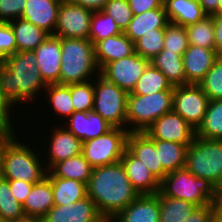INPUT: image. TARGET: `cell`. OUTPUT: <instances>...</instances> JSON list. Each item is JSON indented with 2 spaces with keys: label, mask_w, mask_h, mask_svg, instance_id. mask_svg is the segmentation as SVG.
Listing matches in <instances>:
<instances>
[{
  "label": "cell",
  "mask_w": 222,
  "mask_h": 222,
  "mask_svg": "<svg viewBox=\"0 0 222 222\" xmlns=\"http://www.w3.org/2000/svg\"><path fill=\"white\" fill-rule=\"evenodd\" d=\"M71 99L74 112H90L94 108V79L71 84Z\"/></svg>",
  "instance_id": "60d3db41"
},
{
  "label": "cell",
  "mask_w": 222,
  "mask_h": 222,
  "mask_svg": "<svg viewBox=\"0 0 222 222\" xmlns=\"http://www.w3.org/2000/svg\"><path fill=\"white\" fill-rule=\"evenodd\" d=\"M60 68L61 85L87 82L99 75L100 69L96 63L92 42L89 39L61 37Z\"/></svg>",
  "instance_id": "277c9868"
},
{
  "label": "cell",
  "mask_w": 222,
  "mask_h": 222,
  "mask_svg": "<svg viewBox=\"0 0 222 222\" xmlns=\"http://www.w3.org/2000/svg\"><path fill=\"white\" fill-rule=\"evenodd\" d=\"M135 52L148 61L158 55L164 47V29L145 33L135 43Z\"/></svg>",
  "instance_id": "74e56055"
},
{
  "label": "cell",
  "mask_w": 222,
  "mask_h": 222,
  "mask_svg": "<svg viewBox=\"0 0 222 222\" xmlns=\"http://www.w3.org/2000/svg\"><path fill=\"white\" fill-rule=\"evenodd\" d=\"M207 16L218 14L219 0H197Z\"/></svg>",
  "instance_id": "f5cc1de1"
},
{
  "label": "cell",
  "mask_w": 222,
  "mask_h": 222,
  "mask_svg": "<svg viewBox=\"0 0 222 222\" xmlns=\"http://www.w3.org/2000/svg\"><path fill=\"white\" fill-rule=\"evenodd\" d=\"M209 100L222 99V56H219L198 84Z\"/></svg>",
  "instance_id": "ab89813d"
},
{
  "label": "cell",
  "mask_w": 222,
  "mask_h": 222,
  "mask_svg": "<svg viewBox=\"0 0 222 222\" xmlns=\"http://www.w3.org/2000/svg\"><path fill=\"white\" fill-rule=\"evenodd\" d=\"M52 127L51 131L48 132L50 136L45 135L48 140L47 145L44 146L49 150L47 154V159L44 158V162L47 170L49 171L56 163L66 160L68 158L77 156L82 153L83 142L78 139L74 134L67 130L61 123L56 124ZM49 137V138H48Z\"/></svg>",
  "instance_id": "5bb4252c"
},
{
  "label": "cell",
  "mask_w": 222,
  "mask_h": 222,
  "mask_svg": "<svg viewBox=\"0 0 222 222\" xmlns=\"http://www.w3.org/2000/svg\"><path fill=\"white\" fill-rule=\"evenodd\" d=\"M103 11L114 19L121 32L127 29L133 17L128 0H109Z\"/></svg>",
  "instance_id": "7bdbcfd3"
},
{
  "label": "cell",
  "mask_w": 222,
  "mask_h": 222,
  "mask_svg": "<svg viewBox=\"0 0 222 222\" xmlns=\"http://www.w3.org/2000/svg\"><path fill=\"white\" fill-rule=\"evenodd\" d=\"M216 222H222V217H217Z\"/></svg>",
  "instance_id": "91938a15"
},
{
  "label": "cell",
  "mask_w": 222,
  "mask_h": 222,
  "mask_svg": "<svg viewBox=\"0 0 222 222\" xmlns=\"http://www.w3.org/2000/svg\"><path fill=\"white\" fill-rule=\"evenodd\" d=\"M9 222H42V219L29 216V215H24L20 218H17L15 220L9 221Z\"/></svg>",
  "instance_id": "11a10c76"
},
{
  "label": "cell",
  "mask_w": 222,
  "mask_h": 222,
  "mask_svg": "<svg viewBox=\"0 0 222 222\" xmlns=\"http://www.w3.org/2000/svg\"><path fill=\"white\" fill-rule=\"evenodd\" d=\"M173 90L174 86H172L162 72L149 63L129 94L148 95L155 92Z\"/></svg>",
  "instance_id": "d6a6232c"
},
{
  "label": "cell",
  "mask_w": 222,
  "mask_h": 222,
  "mask_svg": "<svg viewBox=\"0 0 222 222\" xmlns=\"http://www.w3.org/2000/svg\"><path fill=\"white\" fill-rule=\"evenodd\" d=\"M49 171L55 177L75 179L87 184L88 179L92 174L93 167L81 153L56 163Z\"/></svg>",
  "instance_id": "1f68e13d"
},
{
  "label": "cell",
  "mask_w": 222,
  "mask_h": 222,
  "mask_svg": "<svg viewBox=\"0 0 222 222\" xmlns=\"http://www.w3.org/2000/svg\"><path fill=\"white\" fill-rule=\"evenodd\" d=\"M120 161L125 168L128 179L140 195L156 194L160 191V182L150 172L149 168L127 148Z\"/></svg>",
  "instance_id": "44dd1931"
},
{
  "label": "cell",
  "mask_w": 222,
  "mask_h": 222,
  "mask_svg": "<svg viewBox=\"0 0 222 222\" xmlns=\"http://www.w3.org/2000/svg\"><path fill=\"white\" fill-rule=\"evenodd\" d=\"M129 93L100 74L94 78V108L113 127L127 130L126 109Z\"/></svg>",
  "instance_id": "ba28073f"
},
{
  "label": "cell",
  "mask_w": 222,
  "mask_h": 222,
  "mask_svg": "<svg viewBox=\"0 0 222 222\" xmlns=\"http://www.w3.org/2000/svg\"><path fill=\"white\" fill-rule=\"evenodd\" d=\"M114 19L103 10L93 12L88 39L94 45L107 37L121 34Z\"/></svg>",
  "instance_id": "8d00e7d4"
},
{
  "label": "cell",
  "mask_w": 222,
  "mask_h": 222,
  "mask_svg": "<svg viewBox=\"0 0 222 222\" xmlns=\"http://www.w3.org/2000/svg\"><path fill=\"white\" fill-rule=\"evenodd\" d=\"M128 133L126 129L113 127L100 137L83 142L82 154L93 168L116 163L127 148Z\"/></svg>",
  "instance_id": "9c48e42d"
},
{
  "label": "cell",
  "mask_w": 222,
  "mask_h": 222,
  "mask_svg": "<svg viewBox=\"0 0 222 222\" xmlns=\"http://www.w3.org/2000/svg\"><path fill=\"white\" fill-rule=\"evenodd\" d=\"M46 95L45 102L48 103L50 109L53 110L52 114L57 118L53 117L55 120H63L64 122L68 119L74 112V107L71 99V84L61 85V84H48L44 90ZM48 98V99H47ZM62 118V119H61ZM65 118V119H63Z\"/></svg>",
  "instance_id": "f546056e"
},
{
  "label": "cell",
  "mask_w": 222,
  "mask_h": 222,
  "mask_svg": "<svg viewBox=\"0 0 222 222\" xmlns=\"http://www.w3.org/2000/svg\"><path fill=\"white\" fill-rule=\"evenodd\" d=\"M12 195L21 204H24L27 195L30 193L33 184L21 180H8Z\"/></svg>",
  "instance_id": "7dc6e473"
},
{
  "label": "cell",
  "mask_w": 222,
  "mask_h": 222,
  "mask_svg": "<svg viewBox=\"0 0 222 222\" xmlns=\"http://www.w3.org/2000/svg\"><path fill=\"white\" fill-rule=\"evenodd\" d=\"M83 8L95 11H102L109 0H69Z\"/></svg>",
  "instance_id": "816d5d0a"
},
{
  "label": "cell",
  "mask_w": 222,
  "mask_h": 222,
  "mask_svg": "<svg viewBox=\"0 0 222 222\" xmlns=\"http://www.w3.org/2000/svg\"><path fill=\"white\" fill-rule=\"evenodd\" d=\"M196 136L222 140V99L209 101L204 120L196 130Z\"/></svg>",
  "instance_id": "e575fe53"
},
{
  "label": "cell",
  "mask_w": 222,
  "mask_h": 222,
  "mask_svg": "<svg viewBox=\"0 0 222 222\" xmlns=\"http://www.w3.org/2000/svg\"><path fill=\"white\" fill-rule=\"evenodd\" d=\"M127 149L149 168L159 182L164 179L167 173L159 162L158 152L155 149V139H152L146 132H129Z\"/></svg>",
  "instance_id": "ac0fdd59"
},
{
  "label": "cell",
  "mask_w": 222,
  "mask_h": 222,
  "mask_svg": "<svg viewBox=\"0 0 222 222\" xmlns=\"http://www.w3.org/2000/svg\"><path fill=\"white\" fill-rule=\"evenodd\" d=\"M189 47L188 35L184 26L169 23L164 29V47L168 51L183 55Z\"/></svg>",
  "instance_id": "b9f144b4"
},
{
  "label": "cell",
  "mask_w": 222,
  "mask_h": 222,
  "mask_svg": "<svg viewBox=\"0 0 222 222\" xmlns=\"http://www.w3.org/2000/svg\"><path fill=\"white\" fill-rule=\"evenodd\" d=\"M102 218L96 204L87 196L73 204L54 205L42 222H99Z\"/></svg>",
  "instance_id": "9a60e30c"
},
{
  "label": "cell",
  "mask_w": 222,
  "mask_h": 222,
  "mask_svg": "<svg viewBox=\"0 0 222 222\" xmlns=\"http://www.w3.org/2000/svg\"><path fill=\"white\" fill-rule=\"evenodd\" d=\"M189 45L215 48L214 21L212 16H205L195 24L185 27Z\"/></svg>",
  "instance_id": "d590c367"
},
{
  "label": "cell",
  "mask_w": 222,
  "mask_h": 222,
  "mask_svg": "<svg viewBox=\"0 0 222 222\" xmlns=\"http://www.w3.org/2000/svg\"><path fill=\"white\" fill-rule=\"evenodd\" d=\"M218 214L217 217H222V189L218 190Z\"/></svg>",
  "instance_id": "9f6ffc18"
},
{
  "label": "cell",
  "mask_w": 222,
  "mask_h": 222,
  "mask_svg": "<svg viewBox=\"0 0 222 222\" xmlns=\"http://www.w3.org/2000/svg\"><path fill=\"white\" fill-rule=\"evenodd\" d=\"M160 192L170 198L191 202L197 207L218 201V189L207 179L197 178L185 167L167 173L160 182Z\"/></svg>",
  "instance_id": "5b68a950"
},
{
  "label": "cell",
  "mask_w": 222,
  "mask_h": 222,
  "mask_svg": "<svg viewBox=\"0 0 222 222\" xmlns=\"http://www.w3.org/2000/svg\"><path fill=\"white\" fill-rule=\"evenodd\" d=\"M63 126L82 142L107 133L113 128L106 120L94 111L73 112ZM69 120V121H68Z\"/></svg>",
  "instance_id": "e0dca14e"
},
{
  "label": "cell",
  "mask_w": 222,
  "mask_h": 222,
  "mask_svg": "<svg viewBox=\"0 0 222 222\" xmlns=\"http://www.w3.org/2000/svg\"><path fill=\"white\" fill-rule=\"evenodd\" d=\"M21 132H13L1 145L0 176L6 180H21L35 184L47 176L48 170L38 149L33 148L31 143L22 142L18 137L22 135Z\"/></svg>",
  "instance_id": "3957f363"
},
{
  "label": "cell",
  "mask_w": 222,
  "mask_h": 222,
  "mask_svg": "<svg viewBox=\"0 0 222 222\" xmlns=\"http://www.w3.org/2000/svg\"><path fill=\"white\" fill-rule=\"evenodd\" d=\"M24 215L23 206L11 193L9 181L0 176V217L9 222Z\"/></svg>",
  "instance_id": "f35d334b"
},
{
  "label": "cell",
  "mask_w": 222,
  "mask_h": 222,
  "mask_svg": "<svg viewBox=\"0 0 222 222\" xmlns=\"http://www.w3.org/2000/svg\"><path fill=\"white\" fill-rule=\"evenodd\" d=\"M169 23L165 8H155L133 15L124 34L135 43L145 33L165 29Z\"/></svg>",
  "instance_id": "cb8c5ba5"
},
{
  "label": "cell",
  "mask_w": 222,
  "mask_h": 222,
  "mask_svg": "<svg viewBox=\"0 0 222 222\" xmlns=\"http://www.w3.org/2000/svg\"><path fill=\"white\" fill-rule=\"evenodd\" d=\"M9 23L16 39L17 52L34 51L50 35L45 30L21 18Z\"/></svg>",
  "instance_id": "83f0119b"
},
{
  "label": "cell",
  "mask_w": 222,
  "mask_h": 222,
  "mask_svg": "<svg viewBox=\"0 0 222 222\" xmlns=\"http://www.w3.org/2000/svg\"><path fill=\"white\" fill-rule=\"evenodd\" d=\"M112 222H160L158 196L156 194L139 195L120 211Z\"/></svg>",
  "instance_id": "ffe728a7"
},
{
  "label": "cell",
  "mask_w": 222,
  "mask_h": 222,
  "mask_svg": "<svg viewBox=\"0 0 222 222\" xmlns=\"http://www.w3.org/2000/svg\"><path fill=\"white\" fill-rule=\"evenodd\" d=\"M145 132L152 139L185 145H190L196 136V130L173 110L159 117Z\"/></svg>",
  "instance_id": "4fadbf2b"
},
{
  "label": "cell",
  "mask_w": 222,
  "mask_h": 222,
  "mask_svg": "<svg viewBox=\"0 0 222 222\" xmlns=\"http://www.w3.org/2000/svg\"><path fill=\"white\" fill-rule=\"evenodd\" d=\"M209 101L198 84L174 86L172 110L195 130L204 120Z\"/></svg>",
  "instance_id": "30bf717a"
},
{
  "label": "cell",
  "mask_w": 222,
  "mask_h": 222,
  "mask_svg": "<svg viewBox=\"0 0 222 222\" xmlns=\"http://www.w3.org/2000/svg\"><path fill=\"white\" fill-rule=\"evenodd\" d=\"M214 21L215 51L222 56V13L212 15Z\"/></svg>",
  "instance_id": "f907efd6"
},
{
  "label": "cell",
  "mask_w": 222,
  "mask_h": 222,
  "mask_svg": "<svg viewBox=\"0 0 222 222\" xmlns=\"http://www.w3.org/2000/svg\"><path fill=\"white\" fill-rule=\"evenodd\" d=\"M93 11L62 0L54 36L62 38L88 39Z\"/></svg>",
  "instance_id": "8fae6325"
},
{
  "label": "cell",
  "mask_w": 222,
  "mask_h": 222,
  "mask_svg": "<svg viewBox=\"0 0 222 222\" xmlns=\"http://www.w3.org/2000/svg\"><path fill=\"white\" fill-rule=\"evenodd\" d=\"M218 57L215 48L189 45L182 55L186 84H199Z\"/></svg>",
  "instance_id": "d6986e66"
},
{
  "label": "cell",
  "mask_w": 222,
  "mask_h": 222,
  "mask_svg": "<svg viewBox=\"0 0 222 222\" xmlns=\"http://www.w3.org/2000/svg\"><path fill=\"white\" fill-rule=\"evenodd\" d=\"M0 222H8L6 220H4L3 218L0 217Z\"/></svg>",
  "instance_id": "94428289"
},
{
  "label": "cell",
  "mask_w": 222,
  "mask_h": 222,
  "mask_svg": "<svg viewBox=\"0 0 222 222\" xmlns=\"http://www.w3.org/2000/svg\"><path fill=\"white\" fill-rule=\"evenodd\" d=\"M37 67L44 82L59 84L61 72V37L49 35L35 50Z\"/></svg>",
  "instance_id": "2e32d148"
},
{
  "label": "cell",
  "mask_w": 222,
  "mask_h": 222,
  "mask_svg": "<svg viewBox=\"0 0 222 222\" xmlns=\"http://www.w3.org/2000/svg\"><path fill=\"white\" fill-rule=\"evenodd\" d=\"M16 52V39L10 23L0 22V61Z\"/></svg>",
  "instance_id": "ee69618b"
},
{
  "label": "cell",
  "mask_w": 222,
  "mask_h": 222,
  "mask_svg": "<svg viewBox=\"0 0 222 222\" xmlns=\"http://www.w3.org/2000/svg\"><path fill=\"white\" fill-rule=\"evenodd\" d=\"M46 87L34 51H19L0 61V92L13 109L44 98Z\"/></svg>",
  "instance_id": "6da1fadb"
},
{
  "label": "cell",
  "mask_w": 222,
  "mask_h": 222,
  "mask_svg": "<svg viewBox=\"0 0 222 222\" xmlns=\"http://www.w3.org/2000/svg\"><path fill=\"white\" fill-rule=\"evenodd\" d=\"M62 0H27L21 19L54 34Z\"/></svg>",
  "instance_id": "7402d4cb"
},
{
  "label": "cell",
  "mask_w": 222,
  "mask_h": 222,
  "mask_svg": "<svg viewBox=\"0 0 222 222\" xmlns=\"http://www.w3.org/2000/svg\"><path fill=\"white\" fill-rule=\"evenodd\" d=\"M185 168L197 178L207 179L222 189V140L195 136L188 146Z\"/></svg>",
  "instance_id": "8992f818"
},
{
  "label": "cell",
  "mask_w": 222,
  "mask_h": 222,
  "mask_svg": "<svg viewBox=\"0 0 222 222\" xmlns=\"http://www.w3.org/2000/svg\"><path fill=\"white\" fill-rule=\"evenodd\" d=\"M133 15L155 8H164V0H128Z\"/></svg>",
  "instance_id": "c3c4849f"
},
{
  "label": "cell",
  "mask_w": 222,
  "mask_h": 222,
  "mask_svg": "<svg viewBox=\"0 0 222 222\" xmlns=\"http://www.w3.org/2000/svg\"><path fill=\"white\" fill-rule=\"evenodd\" d=\"M47 177L51 181L54 205H66L87 197L86 183L75 179L55 177L50 171Z\"/></svg>",
  "instance_id": "4316f807"
},
{
  "label": "cell",
  "mask_w": 222,
  "mask_h": 222,
  "mask_svg": "<svg viewBox=\"0 0 222 222\" xmlns=\"http://www.w3.org/2000/svg\"><path fill=\"white\" fill-rule=\"evenodd\" d=\"M149 63L159 69L172 86L186 85V75L182 56L163 49Z\"/></svg>",
  "instance_id": "f1b7e54d"
},
{
  "label": "cell",
  "mask_w": 222,
  "mask_h": 222,
  "mask_svg": "<svg viewBox=\"0 0 222 222\" xmlns=\"http://www.w3.org/2000/svg\"><path fill=\"white\" fill-rule=\"evenodd\" d=\"M13 133V131L0 120V146Z\"/></svg>",
  "instance_id": "db71d44e"
},
{
  "label": "cell",
  "mask_w": 222,
  "mask_h": 222,
  "mask_svg": "<svg viewBox=\"0 0 222 222\" xmlns=\"http://www.w3.org/2000/svg\"><path fill=\"white\" fill-rule=\"evenodd\" d=\"M94 51L97 66L101 70L107 63L132 55L135 46L134 42L122 32L96 42Z\"/></svg>",
  "instance_id": "603a6c76"
},
{
  "label": "cell",
  "mask_w": 222,
  "mask_h": 222,
  "mask_svg": "<svg viewBox=\"0 0 222 222\" xmlns=\"http://www.w3.org/2000/svg\"><path fill=\"white\" fill-rule=\"evenodd\" d=\"M14 110L15 109H13L8 104V102L2 97L1 92H0V120H2L13 132H16L17 130H15L14 128V124H15L14 120L16 119L12 117V113L15 112Z\"/></svg>",
  "instance_id": "681fc988"
},
{
  "label": "cell",
  "mask_w": 222,
  "mask_h": 222,
  "mask_svg": "<svg viewBox=\"0 0 222 222\" xmlns=\"http://www.w3.org/2000/svg\"><path fill=\"white\" fill-rule=\"evenodd\" d=\"M27 0H0V22L9 23L21 18Z\"/></svg>",
  "instance_id": "f6af8a7d"
},
{
  "label": "cell",
  "mask_w": 222,
  "mask_h": 222,
  "mask_svg": "<svg viewBox=\"0 0 222 222\" xmlns=\"http://www.w3.org/2000/svg\"><path fill=\"white\" fill-rule=\"evenodd\" d=\"M218 13H222V0H219Z\"/></svg>",
  "instance_id": "6f0895ef"
},
{
  "label": "cell",
  "mask_w": 222,
  "mask_h": 222,
  "mask_svg": "<svg viewBox=\"0 0 222 222\" xmlns=\"http://www.w3.org/2000/svg\"><path fill=\"white\" fill-rule=\"evenodd\" d=\"M148 64L147 59L134 52L130 56L107 63L100 70V75L119 88L131 93Z\"/></svg>",
  "instance_id": "7c38bea8"
},
{
  "label": "cell",
  "mask_w": 222,
  "mask_h": 222,
  "mask_svg": "<svg viewBox=\"0 0 222 222\" xmlns=\"http://www.w3.org/2000/svg\"><path fill=\"white\" fill-rule=\"evenodd\" d=\"M160 205V222H184L197 207L191 202L164 196L160 191L156 193Z\"/></svg>",
  "instance_id": "836d02e7"
},
{
  "label": "cell",
  "mask_w": 222,
  "mask_h": 222,
  "mask_svg": "<svg viewBox=\"0 0 222 222\" xmlns=\"http://www.w3.org/2000/svg\"><path fill=\"white\" fill-rule=\"evenodd\" d=\"M99 222H112L111 219L103 217Z\"/></svg>",
  "instance_id": "680465c9"
},
{
  "label": "cell",
  "mask_w": 222,
  "mask_h": 222,
  "mask_svg": "<svg viewBox=\"0 0 222 222\" xmlns=\"http://www.w3.org/2000/svg\"><path fill=\"white\" fill-rule=\"evenodd\" d=\"M86 187L87 196L96 204L99 213L111 220L140 195L121 161L93 168Z\"/></svg>",
  "instance_id": "7a4b0ae2"
},
{
  "label": "cell",
  "mask_w": 222,
  "mask_h": 222,
  "mask_svg": "<svg viewBox=\"0 0 222 222\" xmlns=\"http://www.w3.org/2000/svg\"><path fill=\"white\" fill-rule=\"evenodd\" d=\"M218 214L217 203L196 207L184 222H216Z\"/></svg>",
  "instance_id": "bcb514c9"
},
{
  "label": "cell",
  "mask_w": 222,
  "mask_h": 222,
  "mask_svg": "<svg viewBox=\"0 0 222 222\" xmlns=\"http://www.w3.org/2000/svg\"><path fill=\"white\" fill-rule=\"evenodd\" d=\"M188 146L172 141L155 139V149L158 152L159 162L166 173L185 167Z\"/></svg>",
  "instance_id": "4dcf8cb0"
},
{
  "label": "cell",
  "mask_w": 222,
  "mask_h": 222,
  "mask_svg": "<svg viewBox=\"0 0 222 222\" xmlns=\"http://www.w3.org/2000/svg\"><path fill=\"white\" fill-rule=\"evenodd\" d=\"M170 23L187 27L207 16L197 0H164Z\"/></svg>",
  "instance_id": "484cf974"
},
{
  "label": "cell",
  "mask_w": 222,
  "mask_h": 222,
  "mask_svg": "<svg viewBox=\"0 0 222 222\" xmlns=\"http://www.w3.org/2000/svg\"><path fill=\"white\" fill-rule=\"evenodd\" d=\"M173 91L148 95L129 94L126 120L129 132H145L154 121L172 111Z\"/></svg>",
  "instance_id": "52a82bcc"
},
{
  "label": "cell",
  "mask_w": 222,
  "mask_h": 222,
  "mask_svg": "<svg viewBox=\"0 0 222 222\" xmlns=\"http://www.w3.org/2000/svg\"><path fill=\"white\" fill-rule=\"evenodd\" d=\"M22 206L25 215L40 219L54 206L52 185L47 176L42 181L33 184Z\"/></svg>",
  "instance_id": "d4e9b609"
}]
</instances>
